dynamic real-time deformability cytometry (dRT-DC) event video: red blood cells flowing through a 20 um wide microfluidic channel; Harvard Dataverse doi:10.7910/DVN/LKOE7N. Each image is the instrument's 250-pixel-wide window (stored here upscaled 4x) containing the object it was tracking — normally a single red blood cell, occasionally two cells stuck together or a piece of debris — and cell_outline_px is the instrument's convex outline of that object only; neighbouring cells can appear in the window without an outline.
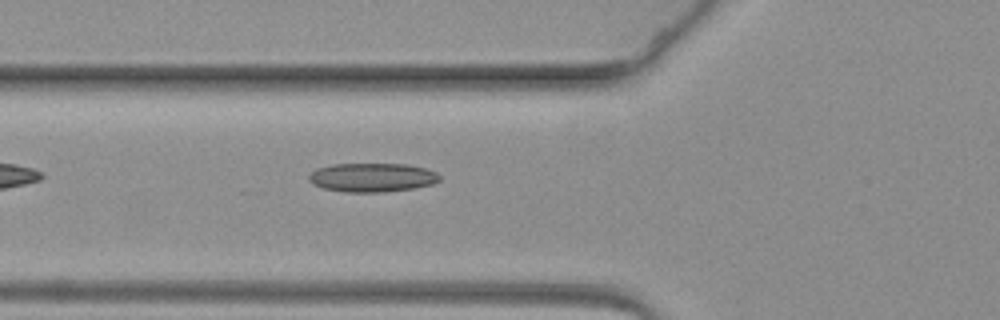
{"species": "common noctule bat (a hibernating species)", "species_latin": "Nyctalus noctula", "temperature_condition": "warm", "stored_images_in_passage": 16, "camera_frame_rate_fps": 3000, "um_per_image_px": 0.085, "animal": {"sex": "female", "body_mass_g": 19.3, "forearm_length_mm": 54.1}, "frame": {"image": 1, "passage_image": 3, "time_ms": 0.667, "image_size_px": [1000, 320], "cell_outline_px": [[440, 180], [432, 184], [416, 188], [384, 192], [344, 192], [324, 188], [312, 184], [308, 180], [308, 176], [316, 168], [332, 164], [408, 164], [424, 168], [436, 172], [440, 176]], "centroid_in_image_um": [31.63, 15.08], "position_along_channel_um": 94.2, "area_um2": 22.14}}
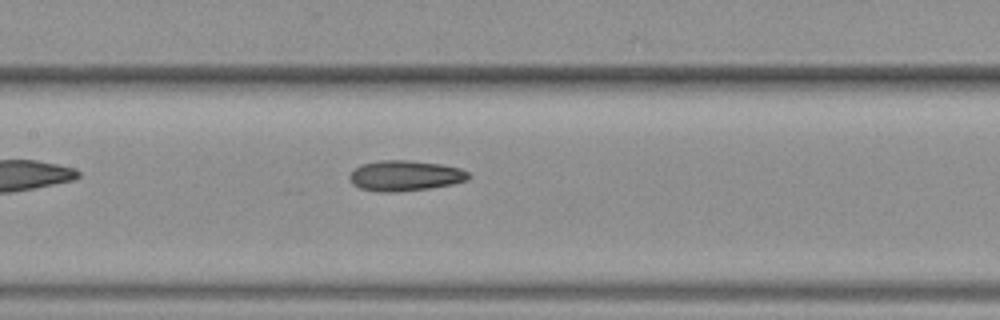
{"frame": {"image": 2, "passage_image": 10, "time_ms": 3.0, "image_size_px": [1000, 320], "cell_outline_px": [[472, 176], [468, 180], [452, 184], [428, 188], [396, 192], [376, 192], [360, 188], [352, 184], [348, 176], [360, 164], [380, 160], [408, 160], [440, 164], [460, 168], [468, 172]], "centroid_in_image_um": [34.42, 14.93], "position_along_channel_um": 173.0, "area_um2": 21.21}}
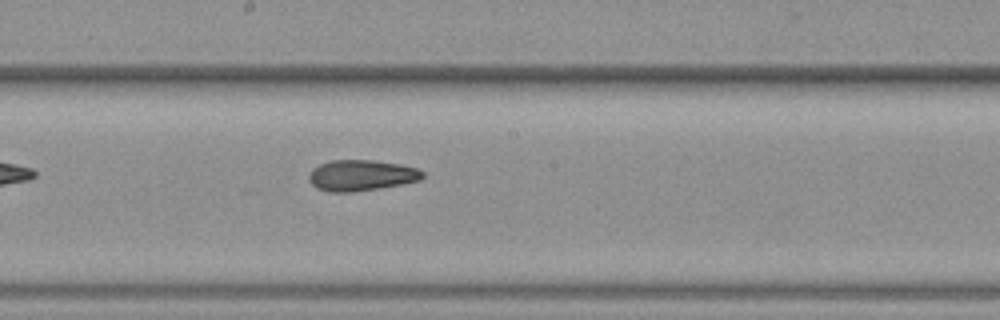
{"frame": {"image": 3, "passage_image": 14, "time_ms": 4.333, "image_size_px": [1000, 320], "cell_outline_px": [[424, 176], [420, 180], [380, 188], [352, 192], [328, 192], [316, 188], [308, 180], [308, 176], [312, 168], [320, 164], [332, 160], [372, 160], [400, 164], [416, 168], [424, 172]], "centroid_in_image_um": [30.68, 14.91], "position_along_channel_um": 217.5, "area_um2": 20.52}}